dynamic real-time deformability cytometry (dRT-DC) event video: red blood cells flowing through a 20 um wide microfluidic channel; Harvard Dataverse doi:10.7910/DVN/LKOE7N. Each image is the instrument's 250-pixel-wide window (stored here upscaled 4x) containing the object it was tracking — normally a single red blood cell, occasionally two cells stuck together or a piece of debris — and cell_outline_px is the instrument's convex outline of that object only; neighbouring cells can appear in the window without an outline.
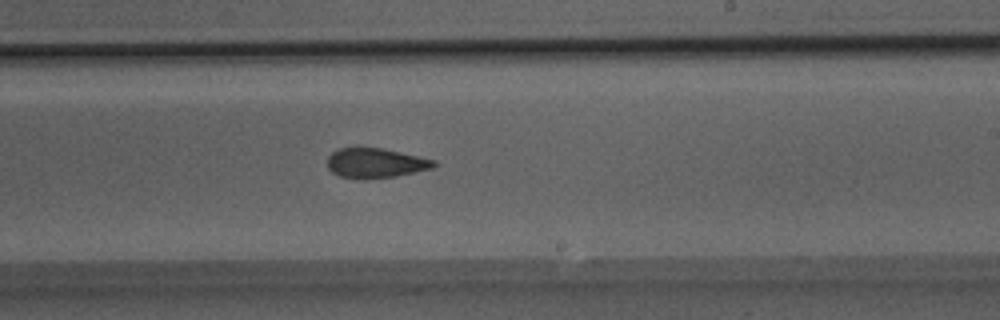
{"species": "Egyptian fruit bat (a non-hibernating species)", "species_latin": "Rousettus aegyptiacus", "temperature_condition": "room temperature", "stored_images_in_passage": 39, "camera_frame_rate_fps": 3000, "um_per_image_px": 0.085, "animal": {"sex": "male"}, "frame": {"image": 1, "passage_image": 24, "time_ms": 7.667, "image_size_px": [1000, 320], "cell_outline_px": [[436, 164], [432, 168], [396, 176], [340, 176], [332, 172], [328, 168], [328, 156], [332, 152], [340, 148], [356, 144], [380, 148], [436, 160]], "centroid_in_image_um": [31.88, 13.77], "position_along_channel_um": 257.1, "area_um2": 18.09}}
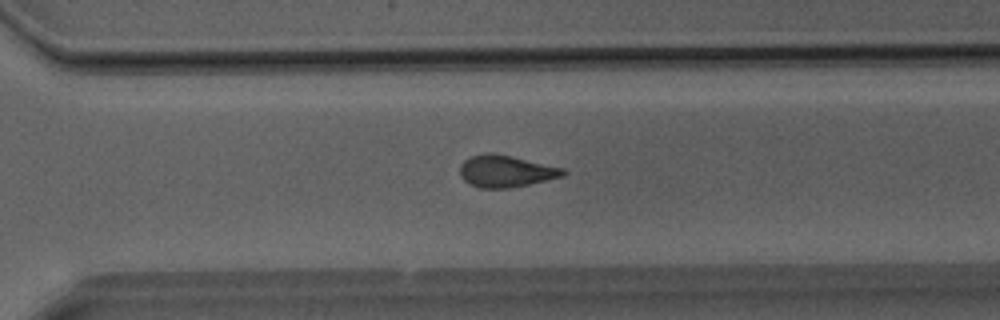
{"frame": {"image": 2, "passage_image": 28, "time_ms": 9.0, "image_size_px": [1000, 320], "cell_outline_px": [[568, 172], [564, 176], [528, 184], [508, 188], [480, 188], [468, 184], [460, 176], [460, 164], [464, 160], [472, 156], [484, 152], [492, 152], [512, 156], [564, 168]], "centroid_in_image_um": [42.98, 14.54], "position_along_channel_um": 327.6, "area_um2": 19.31}}
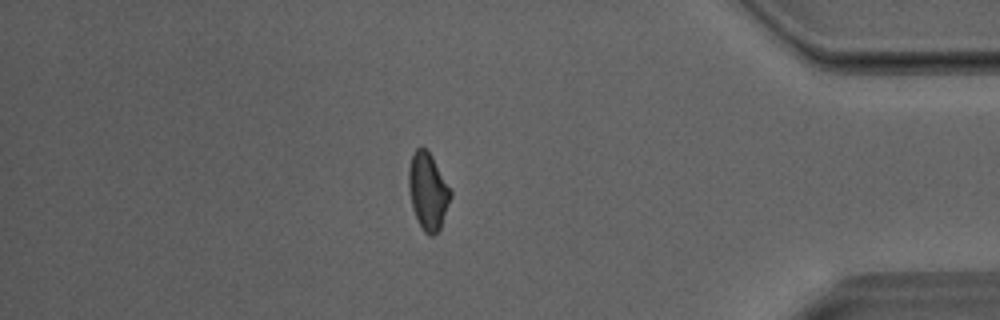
{"frame": {"image": 3, "passage_image": 34, "time_ms": 11.0, "image_size_px": [1000, 320], "cell_outline_px": [[452, 196], [440, 228], [432, 236], [428, 236], [424, 232], [412, 208], [408, 188], [408, 168], [412, 156], [416, 148], [424, 148], [432, 156], [452, 192]], "centroid_in_image_um": [36.37, 16.27], "position_along_channel_um": 398.8, "area_um2": 18.61}}